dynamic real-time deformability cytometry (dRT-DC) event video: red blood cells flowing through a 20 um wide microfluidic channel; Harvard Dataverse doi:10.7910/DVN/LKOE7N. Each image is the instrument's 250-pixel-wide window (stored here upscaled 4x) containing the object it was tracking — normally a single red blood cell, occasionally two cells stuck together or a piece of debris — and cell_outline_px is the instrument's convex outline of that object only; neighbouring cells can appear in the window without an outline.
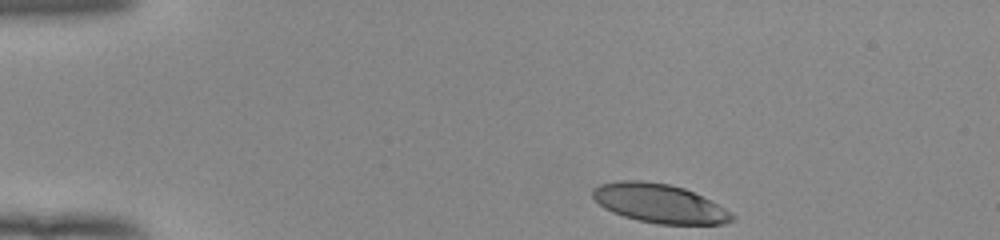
{"species": "human", "species_latin": "Homo sapiens", "temperature_condition": "room temperature", "stored_images_in_passage": 44, "camera_frame_rate_fps": 3000, "um_per_image_px": 0.085, "donor": {"sex": "female"}, "frame": {"image": 1, "passage_image": 1, "time_ms": 0.0, "image_size_px": [1000, 240], "cell_outline_px": [[736, 216], [732, 220], [724, 224], [656, 224], [636, 220], [612, 212], [604, 208], [592, 196], [592, 188], [600, 184], [620, 180], [640, 180], [668, 184], [684, 188], [732, 212]], "centroid_in_image_um": [56.02, 17.29], "position_along_channel_um": 29.0, "area_um2": 31.44}}
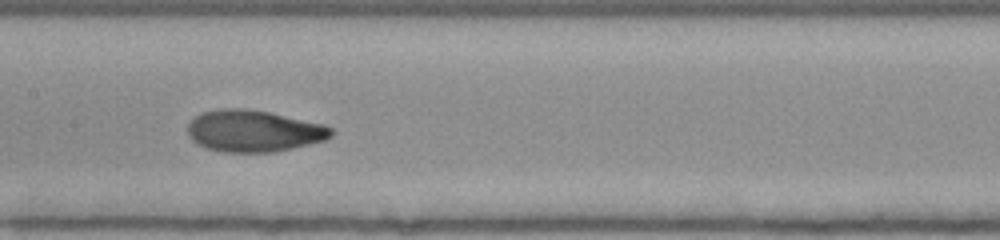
{"frame": {"image": 2, "passage_image": 19, "time_ms": 6.0, "image_size_px": [1000, 240], "cell_outline_px": [[336, 132], [332, 136], [324, 140], [292, 148], [272, 152], [224, 152], [208, 148], [192, 140], [188, 136], [188, 124], [200, 112], [220, 108], [244, 108], [268, 112], [324, 124], [332, 128]], "centroid_in_image_um": [21.57, 11.12], "position_along_channel_um": 185.8, "area_um2": 34.8}}
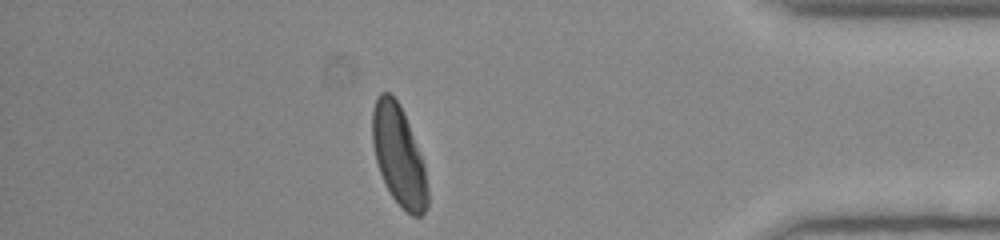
{"frame": {"image": 3, "passage_image": 38, "time_ms": 12.333, "image_size_px": [1000, 240], "cell_outline_px": [[428, 208], [420, 216], [412, 216], [392, 196], [384, 184], [376, 160], [372, 144], [372, 112], [376, 96], [380, 92], [388, 92], [400, 104], [424, 164], [428, 188]], "centroid_in_image_um": [33.88, 13.22], "position_along_channel_um": 401.3, "area_um2": 31.96}, "authors_computed_cell_mechanics": {"area_um2": 33.4951, "velocity_mm_per_s": 3.9134, "shape_relaxation_time_tau1_ms": 4.0346, "shape_relaxation_time_tau2_ms": 1.1183, "deformation_change_tau1": 0.1956, "deformation_change_tau2": 0.0548}}